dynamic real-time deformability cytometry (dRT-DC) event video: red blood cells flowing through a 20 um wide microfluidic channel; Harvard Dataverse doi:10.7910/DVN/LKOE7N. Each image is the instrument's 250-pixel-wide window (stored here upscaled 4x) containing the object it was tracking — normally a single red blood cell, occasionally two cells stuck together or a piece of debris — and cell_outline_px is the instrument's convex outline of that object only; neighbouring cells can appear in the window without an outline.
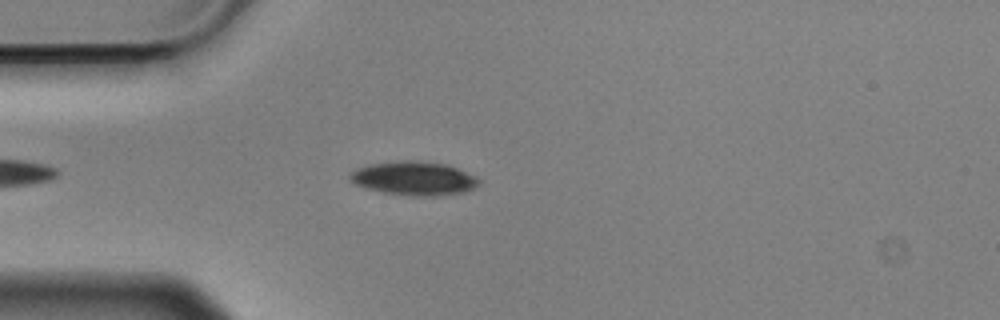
{"species": "Egyptian fruit bat (a non-hibernating species)", "species_latin": "Rousettus aegyptiacus", "temperature_condition": "cold", "stored_images_in_passage": 26, "camera_frame_rate_fps": 3000, "um_per_image_px": 0.085, "animal": {"sex": "male"}, "frame": {"image": 1, "passage_image": 7, "time_ms": 2.0, "image_size_px": [1000, 320], "cell_outline_px": [[480, 184], [476, 188], [468, 192], [436, 196], [416, 196], [384, 192], [368, 188], [356, 184], [348, 176], [356, 168], [368, 164], [400, 160], [412, 160], [448, 164], [476, 176], [480, 180]], "centroid_in_image_um": [35.26, 15.15], "position_along_channel_um": 49.7, "area_um2": 25.55}}
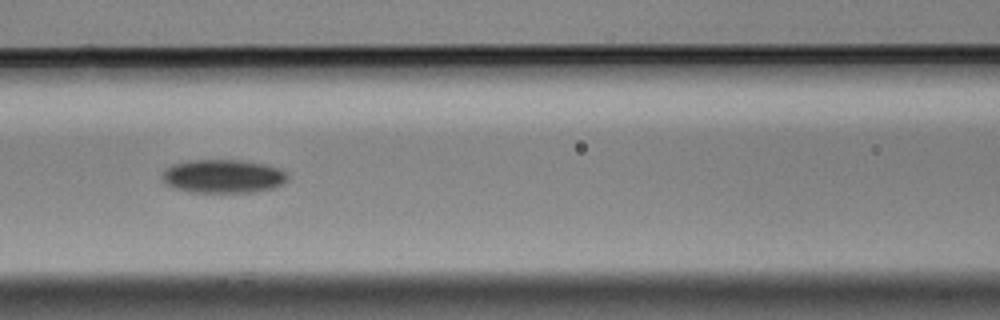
{"frame": {"image": 2, "passage_image": 16, "time_ms": 5.0, "image_size_px": [1000, 320], "cell_outline_px": [[288, 180], [284, 184], [276, 188], [256, 192], [192, 192], [172, 188], [164, 184], [160, 180], [160, 176], [164, 168], [172, 164], [192, 160], [240, 160], [264, 164], [288, 172]], "centroid_in_image_um": [18.93, 14.99], "position_along_channel_um": 147.7, "area_um2": 25.03}}
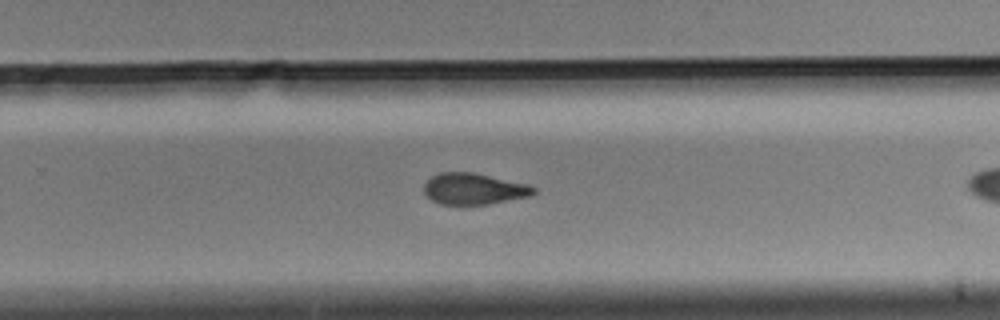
{"frame": {"image": 3, "passage_image": 24, "time_ms": 7.667, "image_size_px": [1000, 320], "cell_outline_px": [[536, 192], [528, 196], [488, 204], [440, 204], [432, 200], [424, 192], [424, 184], [432, 176], [440, 172], [472, 172], [528, 184], [536, 188]], "centroid_in_image_um": [40.26, 16.04], "position_along_channel_um": 289.5, "area_um2": 19.77}}